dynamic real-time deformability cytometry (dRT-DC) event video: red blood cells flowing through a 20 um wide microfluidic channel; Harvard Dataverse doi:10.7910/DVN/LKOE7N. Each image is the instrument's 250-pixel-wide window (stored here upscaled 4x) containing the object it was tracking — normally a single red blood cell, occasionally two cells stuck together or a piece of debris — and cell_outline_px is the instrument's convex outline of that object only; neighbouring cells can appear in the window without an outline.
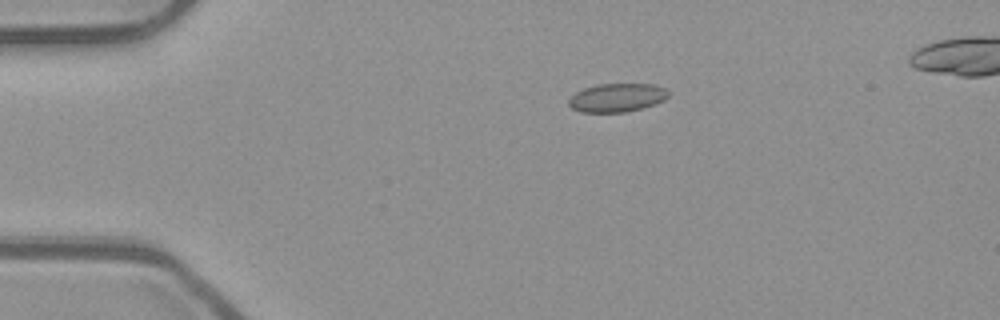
{"species": "common noctule bat (a hibernating species)", "species_latin": "Nyctalus noctula", "temperature_condition": "room temperature", "stored_images_in_passage": 45, "camera_frame_rate_fps": 3000, "um_per_image_px": 0.085, "animal": {"sex": "male", "body_mass_g": 23.1, "forearm_length_mm": 52.7}, "frame": {"image": 1, "passage_image": 3, "time_ms": 0.667, "image_size_px": [1000, 320], "cell_outline_px": [[668, 96], [664, 100], [640, 108], [624, 112], [580, 112], [572, 108], [568, 104], [568, 100], [576, 92], [584, 88], [596, 84], [656, 84], [664, 88], [668, 92]], "centroid_in_image_um": [52.41, 8.29], "position_along_channel_um": 32.6, "area_um2": 16.42}}
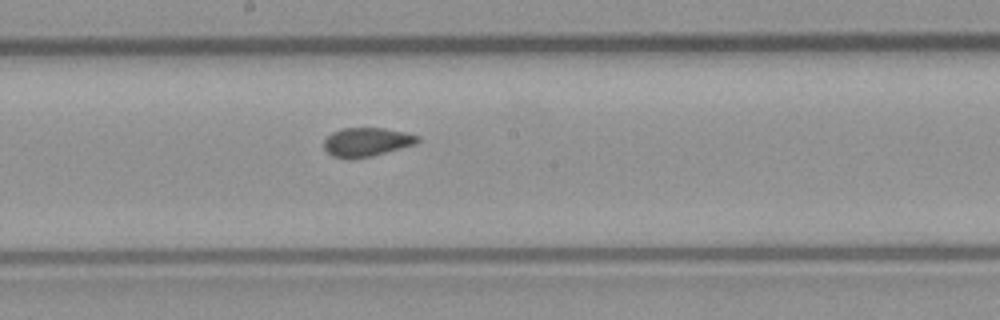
{"frame": {"image": 2, "passage_image": 21, "time_ms": 6.667, "image_size_px": [1000, 320], "cell_outline_px": [[420, 140], [416, 144], [372, 156], [332, 156], [324, 148], [324, 140], [332, 132], [340, 128], [384, 128], [408, 132], [420, 136]], "centroid_in_image_um": [31.23, 12.02], "position_along_channel_um": 217.0, "area_um2": 15.43}}
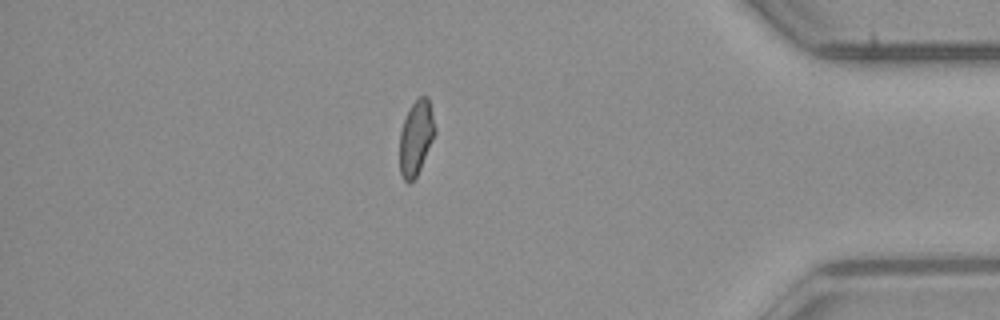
{"frame": {"image": 3, "passage_image": 38, "time_ms": 12.333, "image_size_px": [1000, 320], "cell_outline_px": [[436, 132], [420, 168], [416, 176], [408, 184], [404, 180], [400, 172], [400, 132], [408, 108], [420, 96], [428, 96], [436, 128]], "centroid_in_image_um": [35.36, 11.68], "position_along_channel_um": 399.8, "area_um2": 15.26}}